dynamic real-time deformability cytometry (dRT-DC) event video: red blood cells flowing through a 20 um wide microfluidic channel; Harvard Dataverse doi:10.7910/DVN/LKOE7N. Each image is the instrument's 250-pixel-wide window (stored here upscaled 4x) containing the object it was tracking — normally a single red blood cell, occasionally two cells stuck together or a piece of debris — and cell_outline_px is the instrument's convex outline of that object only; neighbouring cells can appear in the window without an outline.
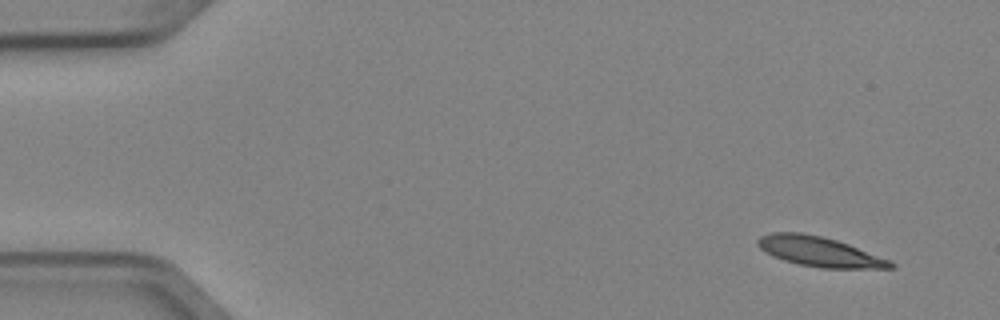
{"species": "Egyptian fruit bat (a non-hibernating species)", "species_latin": "Rousettus aegyptiacus", "temperature_condition": "cold", "stored_images_in_passage": 5, "camera_frame_rate_fps": 3000, "um_per_image_px": 0.085, "animal": {"sex": "female"}, "frame": {"image": 1, "passage_image": 1, "time_ms": 0.0, "image_size_px": [1000, 320], "cell_outline_px": [[896, 268], [820, 268], [800, 264], [784, 260], [760, 248], [756, 244], [756, 240], [760, 236], [772, 232], [800, 232], [820, 236], [836, 240], [848, 244], [892, 260], [896, 264]], "centroid_in_image_um": [69.69, 21.39], "position_along_channel_um": 15.3, "area_um2": 22.95}}
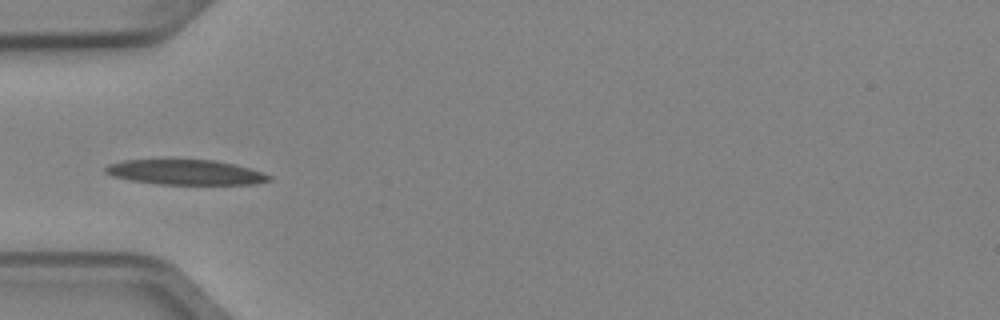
{"frame": {"image": 2, "passage_image": 4, "time_ms": 1.0, "image_size_px": [1000, 320], "cell_outline_px": [[272, 180], [256, 184], [156, 184], [128, 180], [112, 176], [104, 172], [104, 168], [108, 164], [124, 160], [212, 160], [232, 164], [248, 168], [272, 176]], "centroid_in_image_um": [15.72, 14.65], "position_along_channel_um": 69.3, "area_um2": 23.76}}
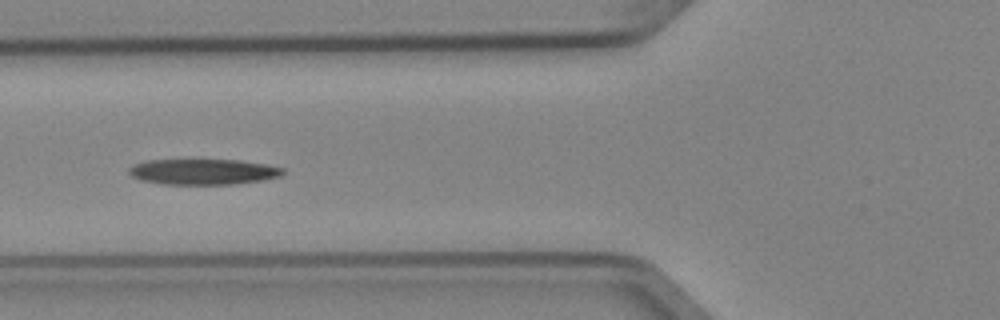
{"frame": {"image": 3, "passage_image": 5, "time_ms": 1.333, "image_size_px": [1000, 320], "cell_outline_px": [[284, 172], [280, 176], [260, 180], [232, 184], [164, 184], [140, 180], [132, 176], [128, 172], [128, 168], [132, 164], [144, 160], [240, 160], [264, 164], [284, 168]], "centroid_in_image_um": [17.21, 14.59], "position_along_channel_um": 108.6, "area_um2": 22.95}}